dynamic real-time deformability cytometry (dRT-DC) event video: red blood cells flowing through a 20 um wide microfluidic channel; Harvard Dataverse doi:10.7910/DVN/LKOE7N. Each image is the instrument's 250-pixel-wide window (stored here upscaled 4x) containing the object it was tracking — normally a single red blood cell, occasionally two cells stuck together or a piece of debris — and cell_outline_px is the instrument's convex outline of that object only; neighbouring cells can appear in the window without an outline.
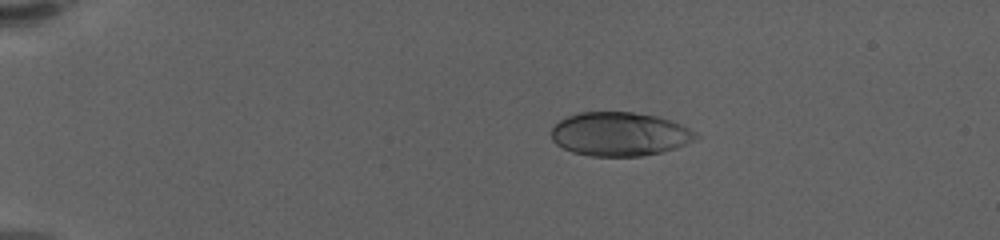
{"species": "human", "species_latin": "Homo sapiens", "temperature_condition": "warm", "stored_images_in_passage": 50, "camera_frame_rate_fps": 3000, "um_per_image_px": 0.085, "donor": {"sex": "female"}, "frame": {"image": 1, "passage_image": 2, "time_ms": 0.333, "image_size_px": [1000, 240], "cell_outline_px": [[700, 136], [676, 148], [660, 152], [640, 156], [592, 156], [572, 152], [556, 144], [552, 140], [552, 128], [560, 120], [568, 116], [580, 112], [632, 112], [656, 116], [680, 124], [696, 132]], "centroid_in_image_um": [52.65, 11.4], "position_along_channel_um": 32.4, "area_um2": 36.59}}
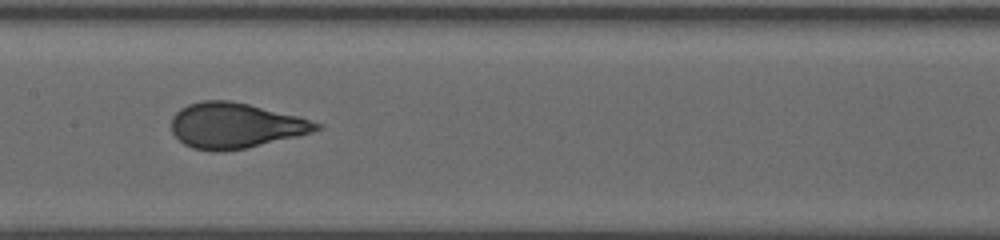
{"frame": {"image": 2, "passage_image": 22, "time_ms": 7.0, "image_size_px": [1000, 240], "cell_outline_px": [[324, 124], [320, 128], [312, 132], [248, 148], [192, 148], [184, 144], [172, 132], [172, 116], [180, 108], [188, 104], [204, 100], [228, 100], [248, 104], [296, 116]], "centroid_in_image_um": [20.0, 10.63], "position_along_channel_um": 187.4, "area_um2": 37.28}}
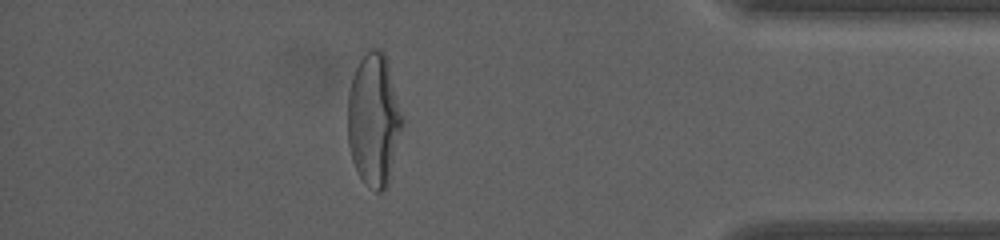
{"frame": {"image": 3, "passage_image": 43, "time_ms": 14.0, "image_size_px": [1000, 240], "cell_outline_px": [[404, 124], [388, 184], [384, 192], [376, 192], [360, 176], [352, 160], [348, 144], [348, 92], [352, 76], [360, 60], [372, 48], [380, 48], [384, 52], [388, 60], [404, 120]], "centroid_in_image_um": [31.8, 10.17], "position_along_channel_um": 403.4, "area_um2": 42.43}, "authors_computed_cell_mechanics": {"area_um2": 38.0035, "velocity_mm_per_s": 3.5179, "shape_relaxation_time_tau1_ms": 5.3503, "shape_relaxation_time_tau2_ms": null, "deformation_change_tau1": 0.2311, "deformation_change_tau2": null}}